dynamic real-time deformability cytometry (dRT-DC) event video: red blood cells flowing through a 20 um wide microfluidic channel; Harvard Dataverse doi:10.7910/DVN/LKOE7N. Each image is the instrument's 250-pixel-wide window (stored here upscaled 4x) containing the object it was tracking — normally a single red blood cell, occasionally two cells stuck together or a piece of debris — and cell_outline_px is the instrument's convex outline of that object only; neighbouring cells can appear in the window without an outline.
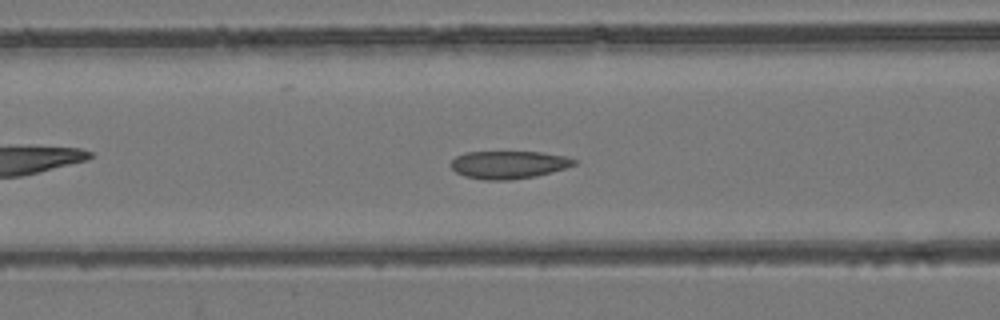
{"species": "common noctule bat (a hibernating species)", "species_latin": "Nyctalus noctula", "temperature_condition": "room temperature", "stored_images_in_passage": 42, "camera_frame_rate_fps": 3000, "um_per_image_px": 0.085, "animal": {"sex": "female", "body_mass_g": 24.6, "forearm_length_mm": 56.2}, "frame": {"image": 1, "passage_image": 10, "time_ms": 3.0, "image_size_px": [1000, 320], "cell_outline_px": [[576, 164], [564, 168], [536, 176], [508, 180], [484, 180], [464, 176], [456, 172], [452, 168], [452, 160], [456, 156], [464, 152], [540, 152], [564, 156], [576, 160]], "centroid_in_image_um": [43.2, 14.0], "position_along_channel_um": 123.4, "area_um2": 19.77}}
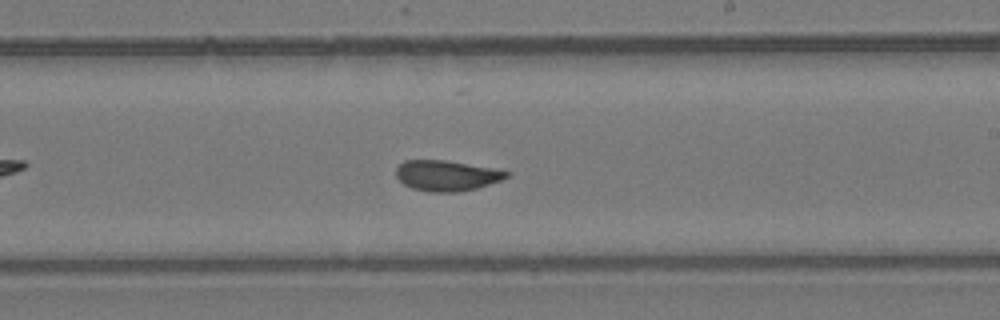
{"frame": {"image": 2, "passage_image": 20, "time_ms": 6.333, "image_size_px": [1000, 320], "cell_outline_px": [[508, 176], [500, 180], [476, 188], [456, 192], [428, 192], [412, 188], [404, 184], [396, 176], [396, 168], [404, 160], [444, 160], [496, 168], [508, 172]], "centroid_in_image_um": [37.93, 14.92], "position_along_channel_um": 251.1, "area_um2": 19.54}}
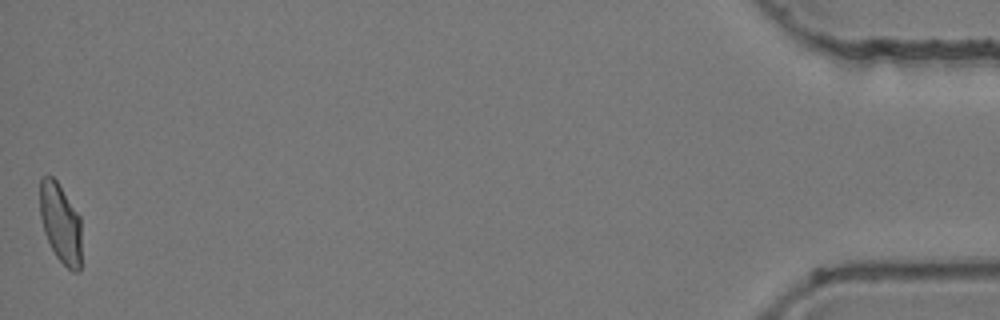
{"frame": {"image": 3, "passage_image": 42, "time_ms": 13.667, "image_size_px": [1000, 320], "cell_outline_px": [[80, 272], [72, 272], [56, 256], [44, 232], [40, 216], [40, 176], [52, 176], [56, 180], [80, 216]], "centroid_in_image_um": [5.13, 18.96], "position_along_channel_um": 430.1, "area_um2": 19.13}, "authors_computed_cell_mechanics": {"area_um2": 19.9699, "velocity_mm_per_s": 3.8236, "shape_relaxation_time_tau1_ms": null, "shape_relaxation_time_tau2_ms": 0.3688, "deformation_change_tau1": null, "deformation_change_tau2": 0.0433}}